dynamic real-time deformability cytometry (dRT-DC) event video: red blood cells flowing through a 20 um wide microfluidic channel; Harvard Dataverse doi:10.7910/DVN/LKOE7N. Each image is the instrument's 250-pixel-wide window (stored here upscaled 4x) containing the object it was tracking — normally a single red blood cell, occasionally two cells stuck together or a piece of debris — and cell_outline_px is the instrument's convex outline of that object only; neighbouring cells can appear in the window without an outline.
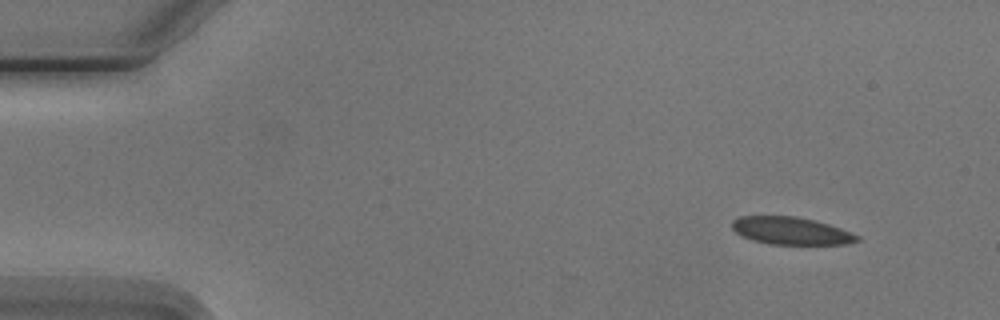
{"species": "Egyptian fruit bat (a non-hibernating species)", "species_latin": "Rousettus aegyptiacus", "temperature_condition": "cold", "stored_images_in_passage": 5, "segment_of_instrument_passage": [1, 2], "camera_frame_rate_fps": 3000, "um_per_image_px": 0.085, "animal": {"sex": "male"}, "frame": {"image": 1, "passage_image": 1, "time_ms": 0.0, "image_size_px": [1000, 320], "cell_outline_px": [[860, 240], [844, 244], [768, 244], [752, 240], [740, 236], [732, 228], [732, 220], [740, 216], [796, 216], [828, 224], [840, 228], [860, 236]], "centroid_in_image_um": [67.2, 19.62], "position_along_channel_um": 17.8, "area_um2": 20.0}}
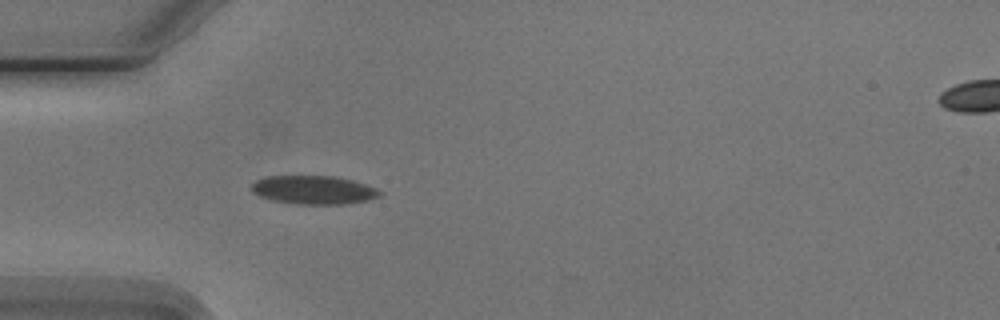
{"frame": {"image": 2, "passage_image": 4, "time_ms": 3.667, "image_size_px": [1000, 320], "cell_outline_px": [[384, 192], [380, 196], [368, 200], [344, 204], [296, 204], [272, 200], [260, 196], [252, 192], [248, 188], [256, 180], [268, 176], [336, 176], [352, 180], [376, 188]], "centroid_in_image_um": [26.65, 16.14], "position_along_channel_um": 58.4, "area_um2": 21.44}}